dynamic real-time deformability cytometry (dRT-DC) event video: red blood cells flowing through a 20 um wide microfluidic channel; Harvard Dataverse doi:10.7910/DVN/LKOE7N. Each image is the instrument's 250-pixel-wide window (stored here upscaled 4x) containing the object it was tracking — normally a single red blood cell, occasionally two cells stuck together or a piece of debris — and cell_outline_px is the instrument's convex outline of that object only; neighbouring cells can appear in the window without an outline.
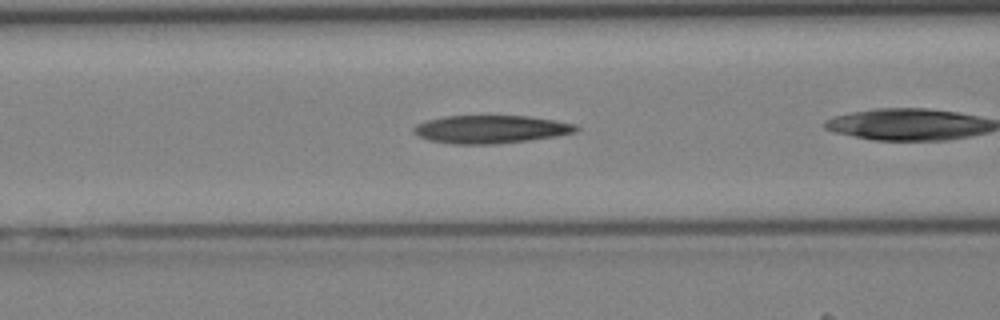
{"species": "Egyptian fruit bat (a non-hibernating species)", "species_latin": "Rousettus aegyptiacus", "temperature_condition": "cold", "stored_images_in_passage": 25, "camera_frame_rate_fps": 3000, "um_per_image_px": 0.085, "animal": {"sex": "female"}, "frame": {"image": 1, "passage_image": 4, "time_ms": 1.0, "image_size_px": [1000, 320], "cell_outline_px": [[580, 128], [576, 132], [556, 136], [528, 140], [496, 144], [452, 144], [428, 140], [412, 132], [412, 128], [416, 124], [428, 120], [444, 116], [528, 116], [556, 120], [576, 124]], "centroid_in_image_um": [41.71, 10.99], "position_along_channel_um": 124.9, "area_um2": 26.59}}